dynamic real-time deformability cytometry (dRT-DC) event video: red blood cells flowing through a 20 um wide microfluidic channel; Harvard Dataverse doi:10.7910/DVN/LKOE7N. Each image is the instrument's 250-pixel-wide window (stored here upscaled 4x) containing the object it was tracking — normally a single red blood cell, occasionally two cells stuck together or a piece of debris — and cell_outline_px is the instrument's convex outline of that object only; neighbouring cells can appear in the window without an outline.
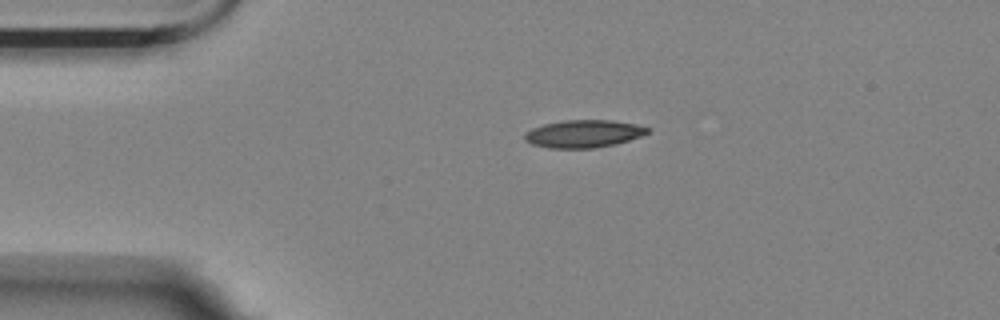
{"species": "Egyptian fruit bat (a non-hibernating species)", "species_latin": "Rousettus aegyptiacus", "temperature_condition": "room temperature", "stored_images_in_passage": 4, "camera_frame_rate_fps": 3000, "um_per_image_px": 0.085, "animal": {"sex": "female"}, "frame": {"image": 1, "passage_image": 1, "time_ms": 0.0, "image_size_px": [1000, 320], "cell_outline_px": [[648, 132], [640, 136], [616, 144], [592, 148], [548, 148], [532, 144], [524, 140], [524, 132], [532, 128], [544, 124], [564, 120], [612, 120], [636, 124], [648, 128]], "centroid_in_image_um": [49.56, 11.37], "position_along_channel_um": 35.4, "area_um2": 19.71}}